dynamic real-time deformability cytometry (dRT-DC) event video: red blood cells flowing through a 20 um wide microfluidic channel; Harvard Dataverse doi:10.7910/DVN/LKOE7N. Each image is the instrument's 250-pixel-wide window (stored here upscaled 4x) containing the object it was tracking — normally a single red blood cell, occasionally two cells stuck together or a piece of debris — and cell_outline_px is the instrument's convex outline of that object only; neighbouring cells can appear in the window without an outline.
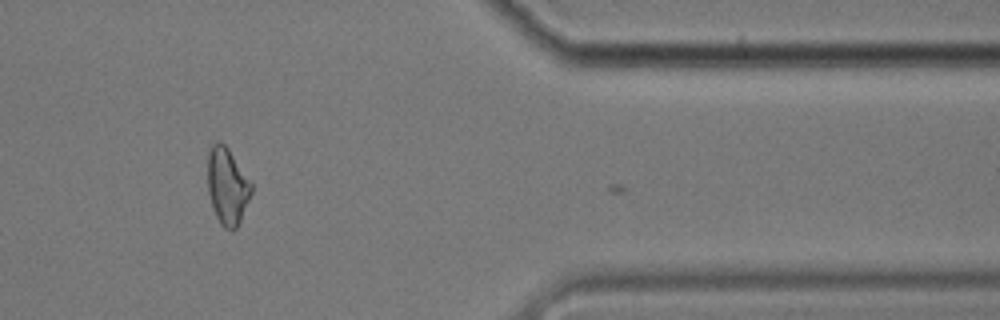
{"species": "common noctule bat (a hibernating species)", "species_latin": "Nyctalus noctula", "temperature_condition": "cold", "stored_images_in_passage": 26, "camera_frame_rate_fps": 3000, "um_per_image_px": 0.085, "animal": {"sex": "male", "body_mass_g": 17.9}, "frame": {"image": 1, "passage_image": 25, "time_ms": 8.0, "image_size_px": [1000, 320], "cell_outline_px": [[252, 192], [240, 220], [236, 228], [224, 228], [220, 224], [212, 208], [208, 192], [208, 152], [212, 144], [216, 140], [220, 140], [228, 148], [252, 184]], "centroid_in_image_um": [19.3, 15.79], "position_along_channel_um": 392.1, "area_um2": 19.36}}